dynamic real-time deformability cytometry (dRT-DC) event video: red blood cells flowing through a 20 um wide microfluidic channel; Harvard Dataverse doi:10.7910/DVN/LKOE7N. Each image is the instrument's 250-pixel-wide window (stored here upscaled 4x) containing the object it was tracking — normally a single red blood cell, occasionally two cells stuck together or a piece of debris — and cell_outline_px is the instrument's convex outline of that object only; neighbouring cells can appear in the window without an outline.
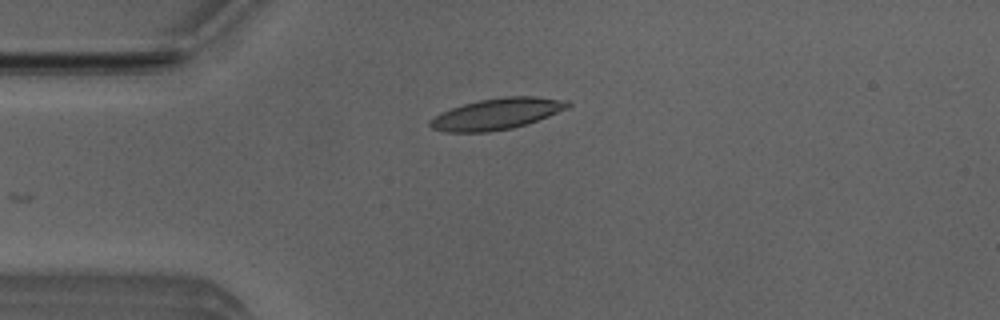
{"species": "Egyptian fruit bat (a non-hibernating species)", "species_latin": "Rousettus aegyptiacus", "temperature_condition": "room temperature", "stored_images_in_passage": 4, "camera_frame_rate_fps": 3000, "um_per_image_px": 0.085, "animal": {"sex": "male"}, "frame": {"image": 1, "passage_image": 4, "time_ms": 1.0, "image_size_px": [1000, 320], "cell_outline_px": [[572, 104], [568, 108], [528, 124], [512, 128], [488, 132], [444, 132], [432, 128], [428, 124], [428, 120], [440, 112], [464, 104], [480, 100], [504, 96], [536, 96], [568, 100]], "centroid_in_image_um": [42.23, 9.68], "position_along_channel_um": 42.8, "area_um2": 25.2}}